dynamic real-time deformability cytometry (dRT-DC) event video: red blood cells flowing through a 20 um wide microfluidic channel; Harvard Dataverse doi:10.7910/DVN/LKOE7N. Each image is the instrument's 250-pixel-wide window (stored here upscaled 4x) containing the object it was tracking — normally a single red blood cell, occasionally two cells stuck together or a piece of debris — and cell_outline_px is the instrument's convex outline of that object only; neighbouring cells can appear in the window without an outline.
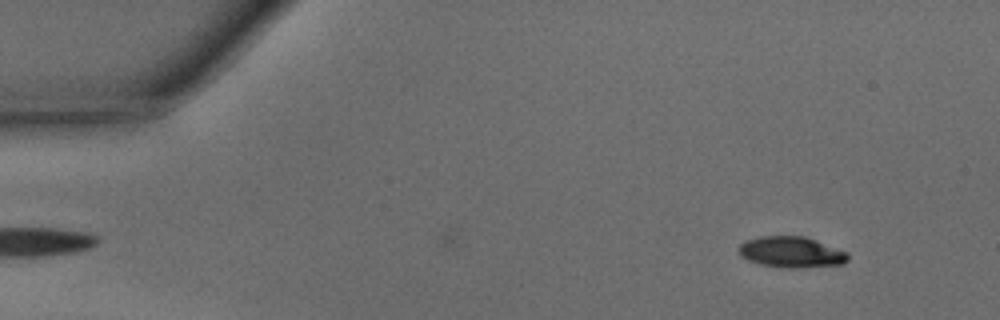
{"species": "common noctule bat (a hibernating species)", "species_latin": "Nyctalus noctula", "temperature_condition": "warm", "stored_images_in_passage": 7, "camera_frame_rate_fps": 3000, "um_per_image_px": 0.085, "animal": {"sex": "male", "body_mass_g": 15.6}, "frame": {"image": 1, "passage_image": 4, "time_ms": 1.0, "image_size_px": [1000, 320], "cell_outline_px": [[848, 260], [844, 264], [796, 268], [784, 268], [760, 264], [748, 260], [740, 256], [736, 248], [740, 244], [748, 240], [760, 236], [804, 236], [848, 252]], "centroid_in_image_um": [67.24, 21.43], "position_along_channel_um": 17.8, "area_um2": 19.77}}